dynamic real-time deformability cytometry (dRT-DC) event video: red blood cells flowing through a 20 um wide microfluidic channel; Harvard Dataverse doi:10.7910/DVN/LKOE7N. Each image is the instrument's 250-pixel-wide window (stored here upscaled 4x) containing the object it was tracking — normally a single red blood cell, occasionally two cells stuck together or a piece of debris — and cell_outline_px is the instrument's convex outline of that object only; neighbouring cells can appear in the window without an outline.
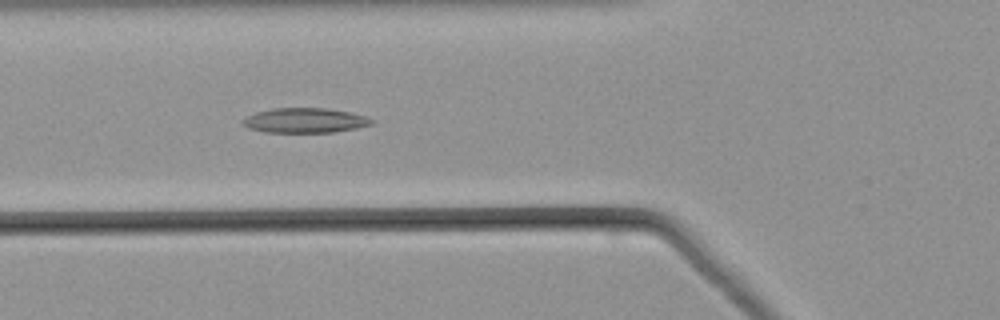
{"species": "common noctule bat (a hibernating species)", "species_latin": "Nyctalus noctula", "temperature_condition": "warm", "stored_images_in_passage": 47, "camera_frame_rate_fps": 3000, "um_per_image_px": 0.085, "animal": {"sex": "male", "body_mass_g": 21.5, "forearm_length_mm": 52.0}, "frame": {"image": 1, "passage_image": 14, "time_ms": 4.333, "image_size_px": [1000, 320], "cell_outline_px": [[372, 124], [356, 128], [332, 132], [264, 132], [248, 128], [240, 124], [240, 120], [256, 112], [272, 108], [328, 108], [352, 112], [364, 116], [372, 120]], "centroid_in_image_um": [25.86, 10.23], "position_along_channel_um": 99.9, "area_um2": 18.67}}
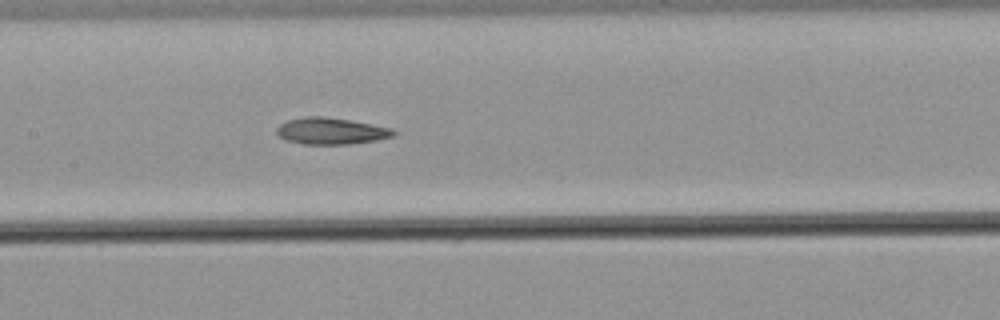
{"frame": {"image": 2, "passage_image": 20, "time_ms": 6.333, "image_size_px": [1000, 320], "cell_outline_px": [[396, 132], [392, 136], [376, 140], [352, 144], [304, 144], [288, 140], [280, 136], [276, 132], [276, 128], [280, 124], [288, 120], [304, 116], [320, 116], [348, 120], [372, 124], [392, 128]], "centroid_in_image_um": [28.13, 11.13], "position_along_channel_um": 179.3, "area_um2": 17.92}}
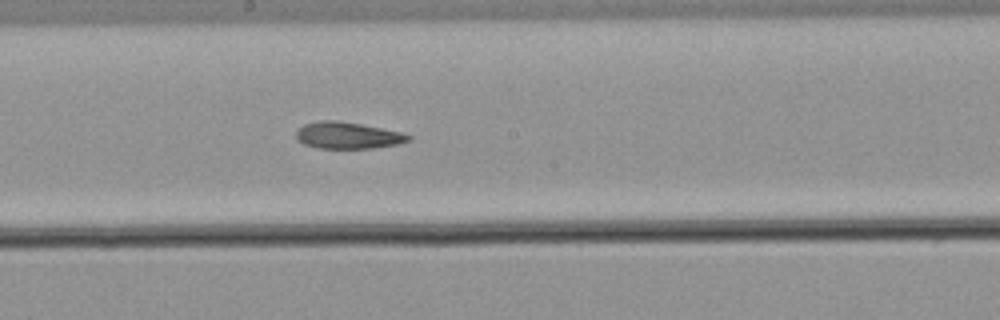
{"frame": {"image": 3, "passage_image": 23, "time_ms": 7.333, "image_size_px": [1000, 320], "cell_outline_px": [[412, 140], [400, 144], [372, 148], [320, 148], [304, 144], [296, 140], [296, 132], [304, 124], [320, 120], [336, 120], [360, 124], [400, 132], [412, 136]], "centroid_in_image_um": [29.56, 11.51], "position_along_channel_um": 218.6, "area_um2": 17.4}}